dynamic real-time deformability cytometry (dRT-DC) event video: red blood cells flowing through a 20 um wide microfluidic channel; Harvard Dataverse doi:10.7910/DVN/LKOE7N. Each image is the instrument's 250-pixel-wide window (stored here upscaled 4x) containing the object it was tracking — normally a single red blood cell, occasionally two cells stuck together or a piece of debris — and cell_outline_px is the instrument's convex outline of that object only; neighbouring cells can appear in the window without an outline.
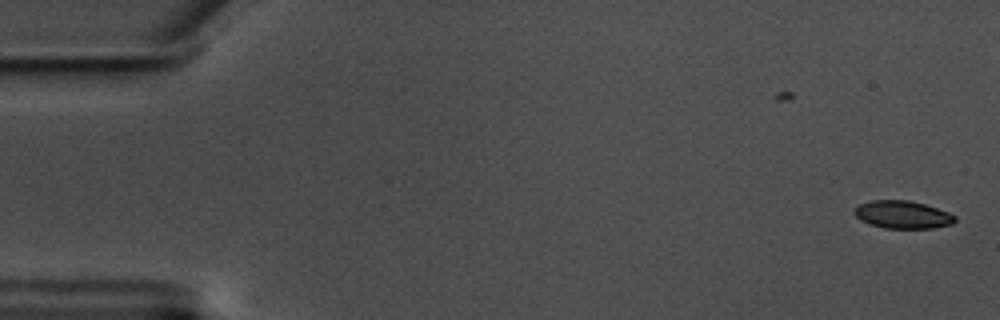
{"species": "common noctule bat (a hibernating species)", "species_latin": "Nyctalus noctula", "temperature_condition": "warm", "stored_images_in_passage": 58, "camera_frame_rate_fps": 3000, "um_per_image_px": 0.085, "animal": {"sex": "male", "body_mass_g": 17.5, "forearm_length_mm": 52.3}, "frame": {"image": 1, "passage_image": 1, "time_ms": 0.0, "image_size_px": [1000, 320], "cell_outline_px": [[956, 220], [952, 224], [932, 228], [884, 228], [860, 220], [852, 212], [860, 204], [868, 200], [908, 200], [924, 204], [948, 212], [956, 216]], "centroid_in_image_um": [76.71, 18.24], "position_along_channel_um": 8.3, "area_um2": 16.18}}
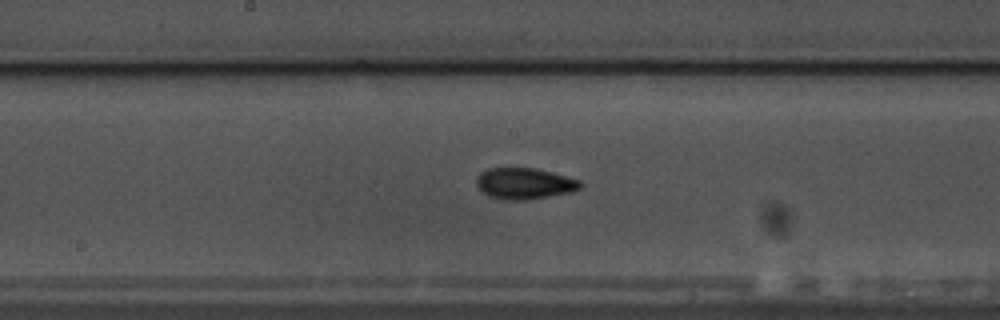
{"frame": {"image": 2, "passage_image": 30, "time_ms": 9.667, "image_size_px": [1000, 320], "cell_outline_px": [[584, 184], [580, 188], [572, 192], [524, 200], [504, 200], [488, 196], [476, 184], [476, 180], [480, 172], [488, 168], [536, 168], [552, 172], [580, 180]], "centroid_in_image_um": [44.59, 15.59], "position_along_channel_um": 203.6, "area_um2": 18.9}}
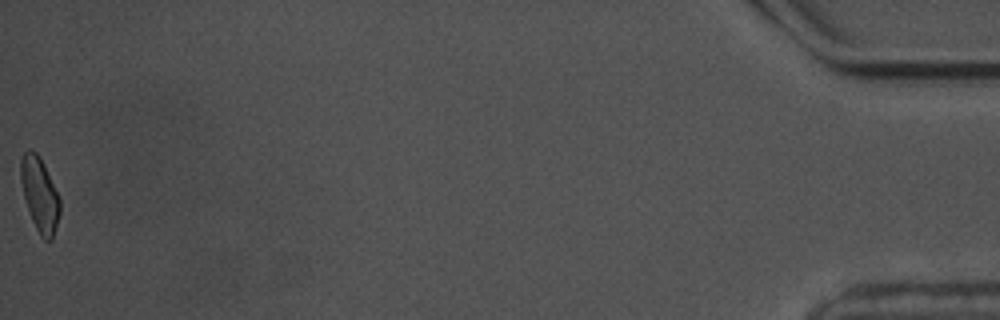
{"frame": {"image": 3, "passage_image": 58, "time_ms": 19.0, "image_size_px": [1000, 320], "cell_outline_px": [[60, 212], [52, 240], [44, 240], [40, 236], [32, 220], [24, 196], [20, 180], [20, 160], [24, 152], [28, 148], [36, 152], [40, 156], [44, 164], [60, 200]], "centroid_in_image_um": [3.36, 16.51], "position_along_channel_um": 431.8, "area_um2": 16.82}, "authors_computed_cell_mechanics": {"area_um2": 17.4556, "velocity_mm_per_s": 3.5373, "shape_relaxation_time_tau1_ms": 6.5597, "shape_relaxation_time_tau2_ms": 3.1828, "deformation_change_tau1": 0.1607, "deformation_change_tau2": 0.0794}}